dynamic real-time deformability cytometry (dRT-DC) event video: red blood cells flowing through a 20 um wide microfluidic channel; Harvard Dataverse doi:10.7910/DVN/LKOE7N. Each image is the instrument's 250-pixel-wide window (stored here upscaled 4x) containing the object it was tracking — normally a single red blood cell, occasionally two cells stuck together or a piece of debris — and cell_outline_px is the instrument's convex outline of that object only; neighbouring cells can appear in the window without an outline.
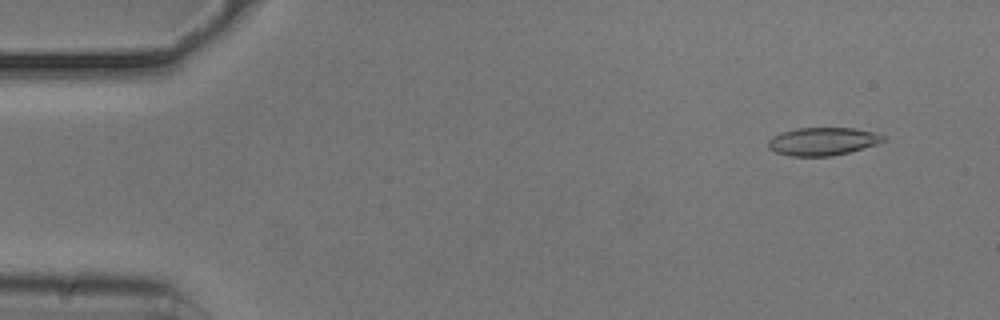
{"species": "common noctule bat (a hibernating species)", "species_latin": "Nyctalus noctula", "temperature_condition": "cold", "stored_images_in_passage": 54, "camera_frame_rate_fps": 3000, "um_per_image_px": 0.085, "animal": {"sex": "male", "body_mass_g": 20.5, "forearm_length_mm": 52.5}, "frame": {"image": 1, "passage_image": 4, "time_ms": 1.0, "image_size_px": [1000, 320], "cell_outline_px": [[884, 140], [876, 144], [848, 152], [832, 156], [788, 156], [776, 152], [768, 148], [768, 140], [772, 136], [796, 128], [852, 128], [876, 132], [884, 136]], "centroid_in_image_um": [69.9, 12.02], "position_along_channel_um": 15.1, "area_um2": 18.61}}
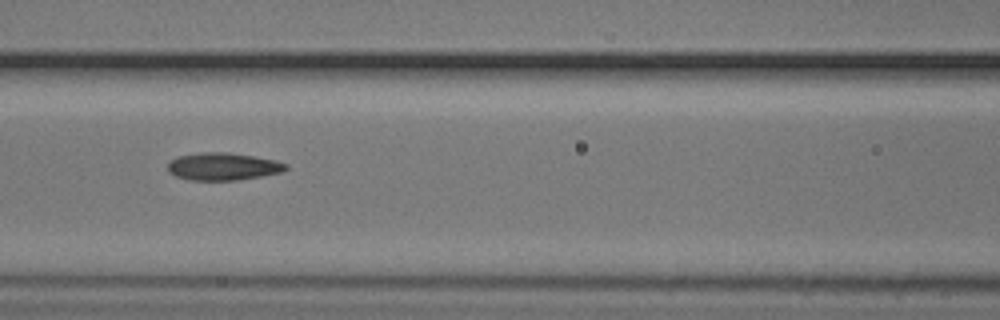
{"frame": {"image": 2, "passage_image": 23, "time_ms": 7.333, "image_size_px": [1000, 320], "cell_outline_px": [[288, 168], [284, 172], [240, 180], [188, 180], [176, 176], [168, 172], [168, 160], [176, 156], [200, 152], [228, 152], [276, 160], [288, 164]], "centroid_in_image_um": [18.95, 14.15], "position_along_channel_um": 147.7, "area_um2": 19.25}}
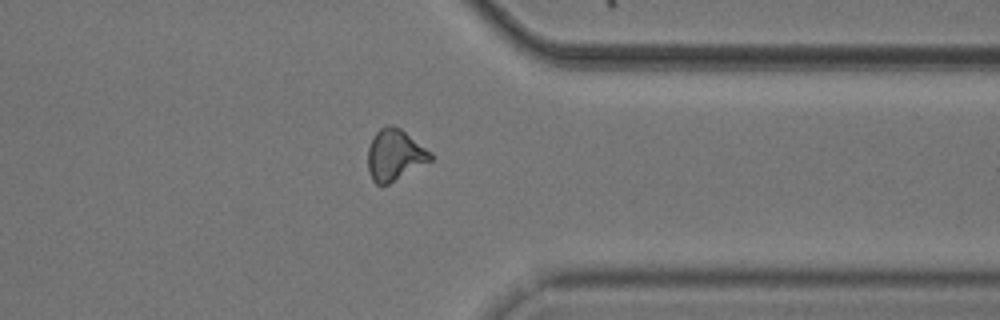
{"frame": {"image": 3, "passage_image": 42, "time_ms": 13.667, "image_size_px": [1000, 320], "cell_outline_px": [[432, 160], [388, 184], [376, 184], [372, 180], [368, 172], [368, 148], [376, 132], [380, 128], [388, 124], [392, 124], [400, 128], [432, 152]], "centroid_in_image_um": [33.55, 13.16], "position_along_channel_um": 377.9, "area_um2": 18.61}, "authors_computed_cell_mechanics": {"area_um2": 18.7561, "velocity_mm_per_s": 3.7291, "shape_relaxation_time_tau1_ms": 5.1252, "shape_relaxation_time_tau2_ms": 2.968, "deformation_change_tau1": 0.1576, "deformation_change_tau2": 0.1122}}